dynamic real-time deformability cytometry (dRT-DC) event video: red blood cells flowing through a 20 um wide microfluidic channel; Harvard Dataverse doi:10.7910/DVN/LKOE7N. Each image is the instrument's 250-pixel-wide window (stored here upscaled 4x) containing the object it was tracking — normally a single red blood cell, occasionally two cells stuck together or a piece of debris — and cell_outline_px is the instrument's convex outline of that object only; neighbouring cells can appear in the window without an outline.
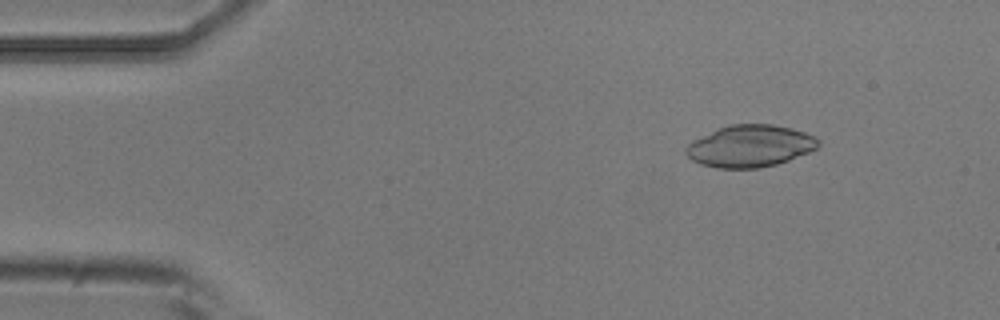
{"species": "common noctule bat (a hibernating species)", "species_latin": "Nyctalus noctula", "temperature_condition": "room temperature", "stored_images_in_passage": 54, "camera_frame_rate_fps": 3000, "um_per_image_px": 0.085, "animal": {"sex": "male", "body_mass_g": 20.5, "forearm_length_mm": 52.5}, "frame": {"image": 1, "passage_image": 7, "time_ms": 2.0, "image_size_px": [1000, 320], "cell_outline_px": [[820, 144], [816, 148], [808, 152], [788, 160], [776, 164], [756, 168], [716, 168], [700, 164], [692, 160], [684, 152], [684, 148], [692, 140], [716, 128], [732, 124], [772, 124], [792, 128], [816, 136], [820, 140]], "centroid_in_image_um": [63.72, 12.4], "position_along_channel_um": 21.3, "area_um2": 32.54}}